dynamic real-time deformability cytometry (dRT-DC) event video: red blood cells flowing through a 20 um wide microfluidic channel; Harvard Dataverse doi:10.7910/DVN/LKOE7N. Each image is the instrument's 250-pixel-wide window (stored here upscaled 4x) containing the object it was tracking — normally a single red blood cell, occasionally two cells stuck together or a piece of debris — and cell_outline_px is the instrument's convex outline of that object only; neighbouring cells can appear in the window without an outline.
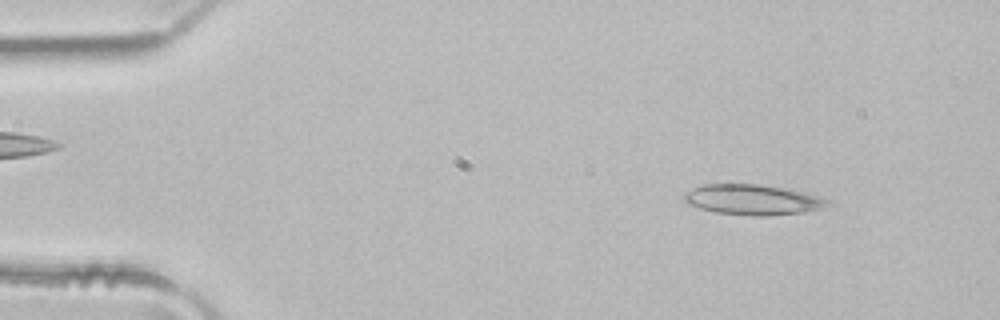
{"species": "common noctule bat (a hibernating species)", "species_latin": "Nyctalus noctula", "temperature_condition": "room temperature", "stored_images_in_passage": 5, "camera_frame_rate_fps": 3000, "um_per_image_px": 0.085, "animal": {"sex": "male", "body_mass_g": 21.5, "forearm_length_mm": 52.0}, "frame": {"image": 1, "passage_image": 1, "time_ms": 0.0, "image_size_px": [1000, 320], "cell_outline_px": [[832, 204], [824, 208], [804, 212], [768, 216], [748, 216], [716, 212], [700, 208], [688, 204], [684, 200], [684, 196], [692, 188], [704, 184], [760, 184], [804, 192], [832, 200]], "centroid_in_image_um": [64.03, 16.98], "position_along_channel_um": 21.0, "area_um2": 25.49}}
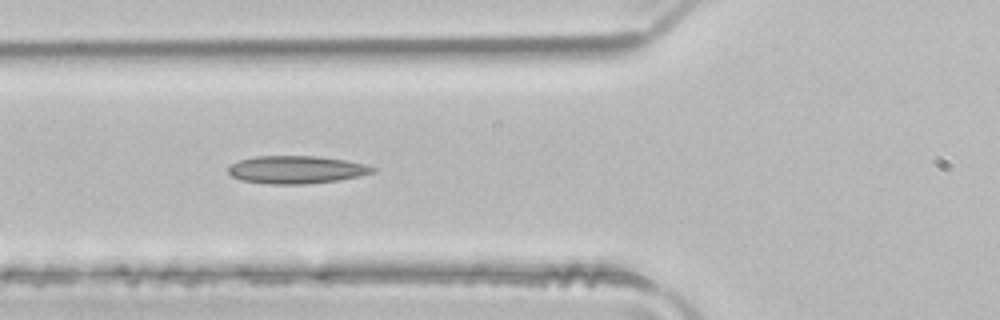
{"frame": {"image": 2, "passage_image": 4, "time_ms": 1.0, "image_size_px": [1000, 320], "cell_outline_px": [[376, 172], [336, 180], [304, 184], [268, 184], [240, 180], [232, 176], [228, 172], [228, 168], [232, 164], [240, 160], [256, 156], [320, 156], [344, 160], [364, 164], [376, 168]], "centroid_in_image_um": [25.16, 14.42], "position_along_channel_um": 100.6, "area_um2": 23.18}}
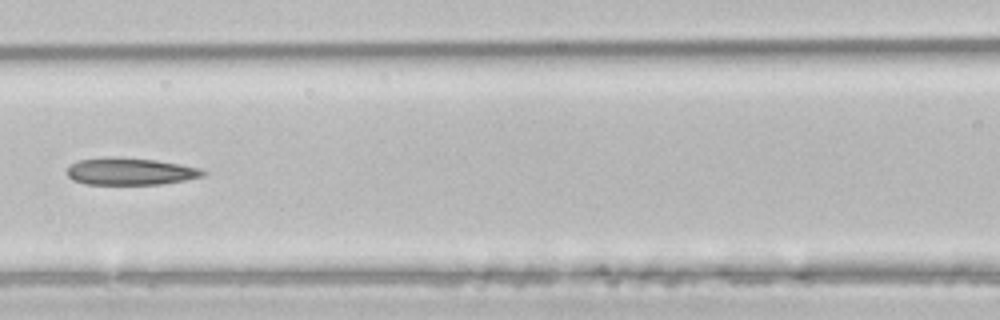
{"frame": {"image": 3, "passage_image": 5, "time_ms": 1.333, "image_size_px": [1000, 320], "cell_outline_px": [[204, 176], [184, 180], [160, 184], [84, 184], [72, 180], [68, 176], [68, 168], [72, 164], [80, 160], [156, 160], [180, 164], [200, 168], [204, 172]], "centroid_in_image_um": [11.12, 14.63], "position_along_channel_um": 155.5, "area_um2": 20.23}}